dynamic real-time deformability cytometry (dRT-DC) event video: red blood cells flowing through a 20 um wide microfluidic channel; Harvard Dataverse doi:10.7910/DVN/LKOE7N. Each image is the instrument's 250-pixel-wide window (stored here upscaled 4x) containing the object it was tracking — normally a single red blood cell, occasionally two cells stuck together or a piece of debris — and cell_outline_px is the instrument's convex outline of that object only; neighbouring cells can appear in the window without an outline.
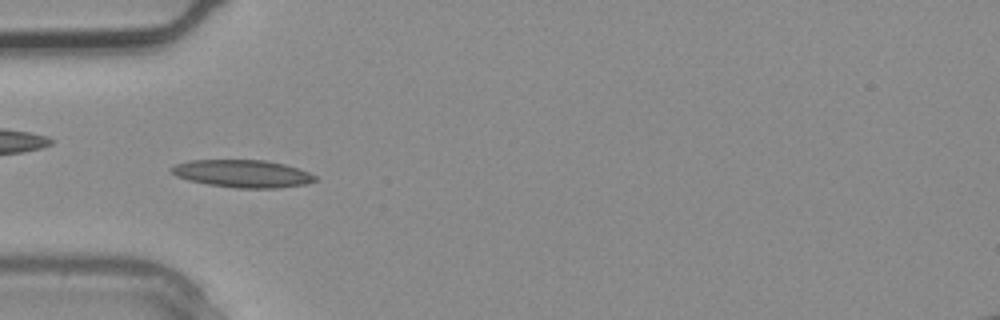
{"species": "common noctule bat (a hibernating species)", "species_latin": "Nyctalus noctula", "temperature_condition": "warm", "stored_images_in_passage": 3, "camera_frame_rate_fps": 3000, "um_per_image_px": 0.085, "animal": {"sex": "male", "body_mass_g": 20.4}, "frame": {"image": 1, "passage_image": 3, "time_ms": 0.667, "image_size_px": [1000, 320], "cell_outline_px": [[316, 180], [304, 184], [276, 188], [236, 188], [208, 184], [188, 180], [176, 176], [168, 172], [168, 168], [176, 164], [188, 160], [264, 160], [284, 164], [308, 172], [316, 176]], "centroid_in_image_um": [20.54, 14.75], "position_along_channel_um": 64.5, "area_um2": 23.06}}